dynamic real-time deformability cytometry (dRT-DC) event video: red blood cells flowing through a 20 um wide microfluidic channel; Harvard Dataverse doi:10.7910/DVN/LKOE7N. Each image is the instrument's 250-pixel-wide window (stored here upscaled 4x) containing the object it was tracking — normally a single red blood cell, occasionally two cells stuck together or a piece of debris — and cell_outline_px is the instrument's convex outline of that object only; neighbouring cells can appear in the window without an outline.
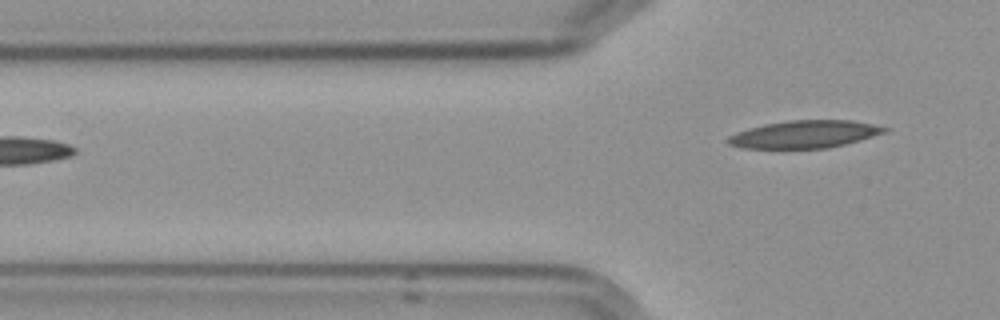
{"species": "Egyptian fruit bat (a non-hibernating species)", "species_latin": "Rousettus aegyptiacus", "temperature_condition": "cold", "stored_images_in_passage": 6, "camera_frame_rate_fps": 3000, "um_per_image_px": 0.085, "frame": {"image": 1, "passage_image": 6, "time_ms": 6.0, "image_size_px": [1000, 320], "cell_outline_px": [[892, 128], [884, 132], [860, 140], [828, 148], [744, 148], [728, 144], [724, 140], [728, 136], [736, 132], [748, 128], [764, 124], [788, 120], [852, 120]], "centroid_in_image_um": [68.35, 11.4], "position_along_channel_um": 57.4, "area_um2": 25.14}}